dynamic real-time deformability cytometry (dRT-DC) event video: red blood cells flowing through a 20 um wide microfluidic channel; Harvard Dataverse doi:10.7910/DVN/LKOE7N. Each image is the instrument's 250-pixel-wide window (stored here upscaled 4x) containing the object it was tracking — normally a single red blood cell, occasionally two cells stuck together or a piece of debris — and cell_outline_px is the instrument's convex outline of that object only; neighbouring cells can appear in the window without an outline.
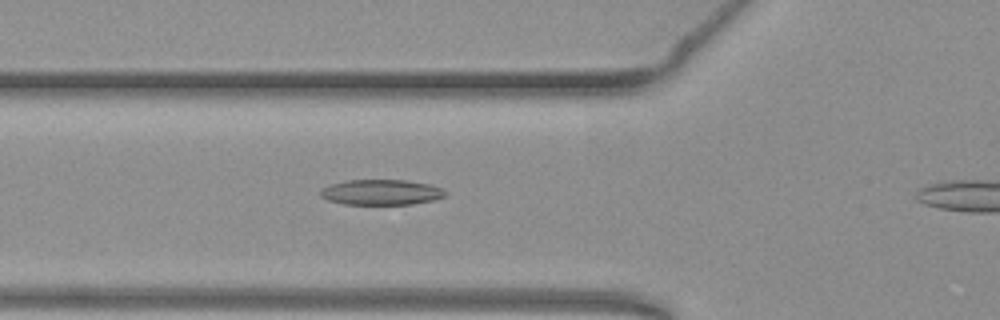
{"species": "common noctule bat (a hibernating species)", "species_latin": "Nyctalus noctula", "temperature_condition": "warm", "stored_images_in_passage": 37, "camera_frame_rate_fps": 3000, "um_per_image_px": 0.085, "animal": {"sex": "female", "body_mass_g": 19.3, "forearm_length_mm": 54.1}, "frame": {"image": 1, "passage_image": 12, "time_ms": 3.667, "image_size_px": [1000, 320], "cell_outline_px": [[444, 196], [432, 200], [412, 204], [344, 204], [328, 200], [320, 196], [320, 192], [324, 188], [332, 184], [344, 180], [408, 180], [428, 184], [440, 188], [444, 192]], "centroid_in_image_um": [32.37, 16.34], "position_along_channel_um": 93.4, "area_um2": 18.21}}
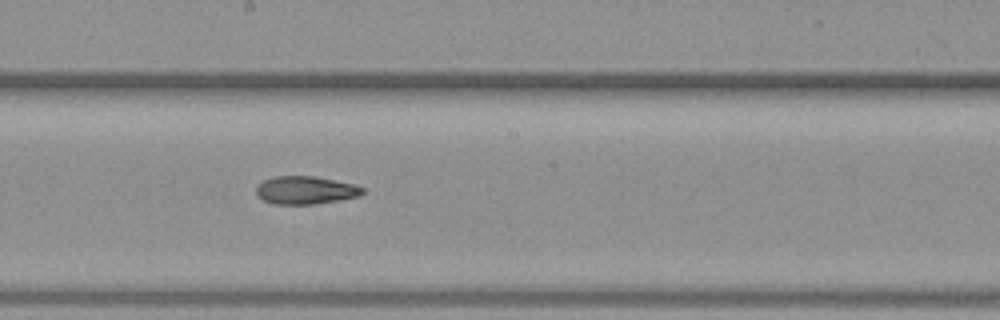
{"frame": {"image": 2, "passage_image": 22, "time_ms": 7.0, "image_size_px": [1000, 320], "cell_outline_px": [[364, 192], [360, 196], [312, 204], [272, 204], [264, 200], [256, 192], [256, 188], [264, 180], [272, 176], [316, 176], [356, 184], [364, 188]], "centroid_in_image_um": [26.0, 16.15], "position_along_channel_um": 222.2, "area_um2": 17.28}}
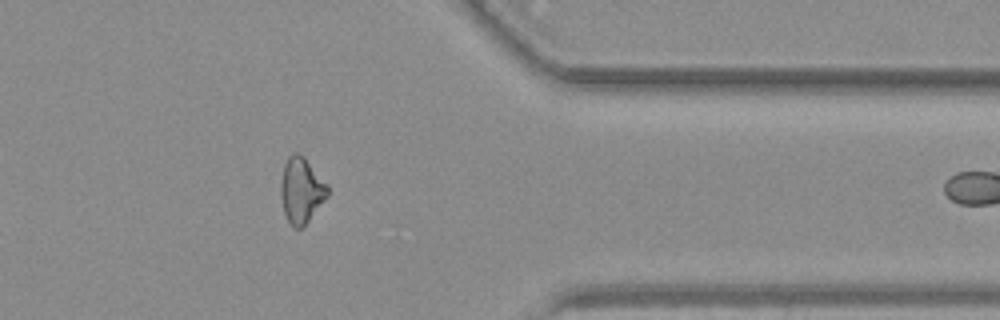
{"frame": {"image": 3, "passage_image": 36, "time_ms": 11.667, "image_size_px": [1000, 320], "cell_outline_px": [[328, 196], [308, 220], [300, 228], [296, 228], [288, 220], [284, 212], [280, 196], [280, 184], [284, 164], [288, 156], [292, 152], [300, 152], [304, 156], [328, 184]], "centroid_in_image_um": [25.6, 16.11], "position_along_channel_um": 385.8, "area_um2": 17.86}}